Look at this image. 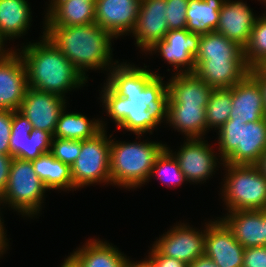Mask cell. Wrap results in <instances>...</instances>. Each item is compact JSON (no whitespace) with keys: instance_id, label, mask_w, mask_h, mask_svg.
Returning <instances> with one entry per match:
<instances>
[{"instance_id":"cell-4","label":"cell","mask_w":266,"mask_h":267,"mask_svg":"<svg viewBox=\"0 0 266 267\" xmlns=\"http://www.w3.org/2000/svg\"><path fill=\"white\" fill-rule=\"evenodd\" d=\"M114 140L111 134V185L132 190L147 184L155 159L166 144L149 140L130 143Z\"/></svg>"},{"instance_id":"cell-27","label":"cell","mask_w":266,"mask_h":267,"mask_svg":"<svg viewBox=\"0 0 266 267\" xmlns=\"http://www.w3.org/2000/svg\"><path fill=\"white\" fill-rule=\"evenodd\" d=\"M34 172L50 190L74 191L71 166L54 158L49 152L31 161Z\"/></svg>"},{"instance_id":"cell-1","label":"cell","mask_w":266,"mask_h":267,"mask_svg":"<svg viewBox=\"0 0 266 267\" xmlns=\"http://www.w3.org/2000/svg\"><path fill=\"white\" fill-rule=\"evenodd\" d=\"M119 63L108 71L100 101L118 130L129 131L140 140L148 132L152 135L164 121L167 82L145 64L141 68L127 61Z\"/></svg>"},{"instance_id":"cell-5","label":"cell","mask_w":266,"mask_h":267,"mask_svg":"<svg viewBox=\"0 0 266 267\" xmlns=\"http://www.w3.org/2000/svg\"><path fill=\"white\" fill-rule=\"evenodd\" d=\"M217 131L218 155L224 163L258 165L266 151V117L246 124L228 120Z\"/></svg>"},{"instance_id":"cell-29","label":"cell","mask_w":266,"mask_h":267,"mask_svg":"<svg viewBox=\"0 0 266 267\" xmlns=\"http://www.w3.org/2000/svg\"><path fill=\"white\" fill-rule=\"evenodd\" d=\"M225 0H189L186 29L203 35L216 31L219 12Z\"/></svg>"},{"instance_id":"cell-15","label":"cell","mask_w":266,"mask_h":267,"mask_svg":"<svg viewBox=\"0 0 266 267\" xmlns=\"http://www.w3.org/2000/svg\"><path fill=\"white\" fill-rule=\"evenodd\" d=\"M141 0H95V23L114 38L131 35Z\"/></svg>"},{"instance_id":"cell-38","label":"cell","mask_w":266,"mask_h":267,"mask_svg":"<svg viewBox=\"0 0 266 267\" xmlns=\"http://www.w3.org/2000/svg\"><path fill=\"white\" fill-rule=\"evenodd\" d=\"M242 267H266V246L245 248Z\"/></svg>"},{"instance_id":"cell-2","label":"cell","mask_w":266,"mask_h":267,"mask_svg":"<svg viewBox=\"0 0 266 267\" xmlns=\"http://www.w3.org/2000/svg\"><path fill=\"white\" fill-rule=\"evenodd\" d=\"M42 27L44 28L42 34L87 80L86 73L89 69L108 73L118 62L112 59V42L115 38L96 23L69 27L43 24Z\"/></svg>"},{"instance_id":"cell-25","label":"cell","mask_w":266,"mask_h":267,"mask_svg":"<svg viewBox=\"0 0 266 267\" xmlns=\"http://www.w3.org/2000/svg\"><path fill=\"white\" fill-rule=\"evenodd\" d=\"M31 14L27 0H0V34L6 41L27 34L31 27Z\"/></svg>"},{"instance_id":"cell-18","label":"cell","mask_w":266,"mask_h":267,"mask_svg":"<svg viewBox=\"0 0 266 267\" xmlns=\"http://www.w3.org/2000/svg\"><path fill=\"white\" fill-rule=\"evenodd\" d=\"M229 90L232 92L229 120L246 124L266 117L261 88L249 73Z\"/></svg>"},{"instance_id":"cell-32","label":"cell","mask_w":266,"mask_h":267,"mask_svg":"<svg viewBox=\"0 0 266 267\" xmlns=\"http://www.w3.org/2000/svg\"><path fill=\"white\" fill-rule=\"evenodd\" d=\"M244 57L250 69L266 59V13L257 17L250 40L244 47Z\"/></svg>"},{"instance_id":"cell-45","label":"cell","mask_w":266,"mask_h":267,"mask_svg":"<svg viewBox=\"0 0 266 267\" xmlns=\"http://www.w3.org/2000/svg\"><path fill=\"white\" fill-rule=\"evenodd\" d=\"M5 42L6 40L0 34V57H4L13 51L11 48H7V49L4 48Z\"/></svg>"},{"instance_id":"cell-48","label":"cell","mask_w":266,"mask_h":267,"mask_svg":"<svg viewBox=\"0 0 266 267\" xmlns=\"http://www.w3.org/2000/svg\"><path fill=\"white\" fill-rule=\"evenodd\" d=\"M133 267H151L150 264L144 259L141 261H133Z\"/></svg>"},{"instance_id":"cell-16","label":"cell","mask_w":266,"mask_h":267,"mask_svg":"<svg viewBox=\"0 0 266 267\" xmlns=\"http://www.w3.org/2000/svg\"><path fill=\"white\" fill-rule=\"evenodd\" d=\"M167 0H141L137 22L132 35L135 46L144 53L169 31L166 22Z\"/></svg>"},{"instance_id":"cell-41","label":"cell","mask_w":266,"mask_h":267,"mask_svg":"<svg viewBox=\"0 0 266 267\" xmlns=\"http://www.w3.org/2000/svg\"><path fill=\"white\" fill-rule=\"evenodd\" d=\"M249 74L258 82V85L261 88L264 104V113L266 116V79L255 68H251L249 70Z\"/></svg>"},{"instance_id":"cell-51","label":"cell","mask_w":266,"mask_h":267,"mask_svg":"<svg viewBox=\"0 0 266 267\" xmlns=\"http://www.w3.org/2000/svg\"><path fill=\"white\" fill-rule=\"evenodd\" d=\"M258 1H260V3H264V6H266V0H258ZM265 13H266V11H264Z\"/></svg>"},{"instance_id":"cell-13","label":"cell","mask_w":266,"mask_h":267,"mask_svg":"<svg viewBox=\"0 0 266 267\" xmlns=\"http://www.w3.org/2000/svg\"><path fill=\"white\" fill-rule=\"evenodd\" d=\"M67 100L54 93L28 87L19 111L26 116L33 129L55 131L60 113L67 107Z\"/></svg>"},{"instance_id":"cell-34","label":"cell","mask_w":266,"mask_h":267,"mask_svg":"<svg viewBox=\"0 0 266 267\" xmlns=\"http://www.w3.org/2000/svg\"><path fill=\"white\" fill-rule=\"evenodd\" d=\"M53 135L48 131L34 129L25 143V160L32 161L51 151Z\"/></svg>"},{"instance_id":"cell-30","label":"cell","mask_w":266,"mask_h":267,"mask_svg":"<svg viewBox=\"0 0 266 267\" xmlns=\"http://www.w3.org/2000/svg\"><path fill=\"white\" fill-rule=\"evenodd\" d=\"M232 92L229 89H213L206 106L208 132L218 130L229 119L232 108Z\"/></svg>"},{"instance_id":"cell-10","label":"cell","mask_w":266,"mask_h":267,"mask_svg":"<svg viewBox=\"0 0 266 267\" xmlns=\"http://www.w3.org/2000/svg\"><path fill=\"white\" fill-rule=\"evenodd\" d=\"M201 35L187 29L169 30L164 39L156 42L145 54L160 53L175 74L194 72V57L198 53Z\"/></svg>"},{"instance_id":"cell-8","label":"cell","mask_w":266,"mask_h":267,"mask_svg":"<svg viewBox=\"0 0 266 267\" xmlns=\"http://www.w3.org/2000/svg\"><path fill=\"white\" fill-rule=\"evenodd\" d=\"M111 135L102 129L93 138L81 141V151L71 166L74 190L93 184L111 185Z\"/></svg>"},{"instance_id":"cell-36","label":"cell","mask_w":266,"mask_h":267,"mask_svg":"<svg viewBox=\"0 0 266 267\" xmlns=\"http://www.w3.org/2000/svg\"><path fill=\"white\" fill-rule=\"evenodd\" d=\"M189 0H167L166 22L169 30L186 29Z\"/></svg>"},{"instance_id":"cell-20","label":"cell","mask_w":266,"mask_h":267,"mask_svg":"<svg viewBox=\"0 0 266 267\" xmlns=\"http://www.w3.org/2000/svg\"><path fill=\"white\" fill-rule=\"evenodd\" d=\"M245 60H206L195 64L194 73L213 89H229L248 73Z\"/></svg>"},{"instance_id":"cell-9","label":"cell","mask_w":266,"mask_h":267,"mask_svg":"<svg viewBox=\"0 0 266 267\" xmlns=\"http://www.w3.org/2000/svg\"><path fill=\"white\" fill-rule=\"evenodd\" d=\"M208 143L204 138H186L178 152H173L166 145V148L178 161L187 182L202 184L211 176L213 177L215 170H219L217 169L218 165H223L224 162L219 158L220 156Z\"/></svg>"},{"instance_id":"cell-11","label":"cell","mask_w":266,"mask_h":267,"mask_svg":"<svg viewBox=\"0 0 266 267\" xmlns=\"http://www.w3.org/2000/svg\"><path fill=\"white\" fill-rule=\"evenodd\" d=\"M172 227L152 244L160 254L183 261L187 265L204 255V228H193L184 222H178Z\"/></svg>"},{"instance_id":"cell-28","label":"cell","mask_w":266,"mask_h":267,"mask_svg":"<svg viewBox=\"0 0 266 267\" xmlns=\"http://www.w3.org/2000/svg\"><path fill=\"white\" fill-rule=\"evenodd\" d=\"M245 60L244 48L235 41L227 39L217 32H207L201 35L198 53L194 63L206 60Z\"/></svg>"},{"instance_id":"cell-40","label":"cell","mask_w":266,"mask_h":267,"mask_svg":"<svg viewBox=\"0 0 266 267\" xmlns=\"http://www.w3.org/2000/svg\"><path fill=\"white\" fill-rule=\"evenodd\" d=\"M12 159V155L0 154V197L7 186Z\"/></svg>"},{"instance_id":"cell-26","label":"cell","mask_w":266,"mask_h":267,"mask_svg":"<svg viewBox=\"0 0 266 267\" xmlns=\"http://www.w3.org/2000/svg\"><path fill=\"white\" fill-rule=\"evenodd\" d=\"M66 109L60 113L53 137L83 141L93 138L102 129L107 130L103 118L91 120L82 113L68 112Z\"/></svg>"},{"instance_id":"cell-33","label":"cell","mask_w":266,"mask_h":267,"mask_svg":"<svg viewBox=\"0 0 266 267\" xmlns=\"http://www.w3.org/2000/svg\"><path fill=\"white\" fill-rule=\"evenodd\" d=\"M33 126L19 110L13 111L12 127L9 139L10 153L12 157L25 160V143Z\"/></svg>"},{"instance_id":"cell-6","label":"cell","mask_w":266,"mask_h":267,"mask_svg":"<svg viewBox=\"0 0 266 267\" xmlns=\"http://www.w3.org/2000/svg\"><path fill=\"white\" fill-rule=\"evenodd\" d=\"M222 201L227 212L266 209V177L258 165L223 163Z\"/></svg>"},{"instance_id":"cell-12","label":"cell","mask_w":266,"mask_h":267,"mask_svg":"<svg viewBox=\"0 0 266 267\" xmlns=\"http://www.w3.org/2000/svg\"><path fill=\"white\" fill-rule=\"evenodd\" d=\"M215 219L204 225V254L219 267H242L245 248L234 238L232 231L220 217Z\"/></svg>"},{"instance_id":"cell-24","label":"cell","mask_w":266,"mask_h":267,"mask_svg":"<svg viewBox=\"0 0 266 267\" xmlns=\"http://www.w3.org/2000/svg\"><path fill=\"white\" fill-rule=\"evenodd\" d=\"M116 247L98 237L87 240L70 254L81 267H126L130 258Z\"/></svg>"},{"instance_id":"cell-7","label":"cell","mask_w":266,"mask_h":267,"mask_svg":"<svg viewBox=\"0 0 266 267\" xmlns=\"http://www.w3.org/2000/svg\"><path fill=\"white\" fill-rule=\"evenodd\" d=\"M48 189L34 172L31 161L13 157L7 186L1 196L3 205L25 217L41 214Z\"/></svg>"},{"instance_id":"cell-37","label":"cell","mask_w":266,"mask_h":267,"mask_svg":"<svg viewBox=\"0 0 266 267\" xmlns=\"http://www.w3.org/2000/svg\"><path fill=\"white\" fill-rule=\"evenodd\" d=\"M13 110H0V154L11 155L9 139Z\"/></svg>"},{"instance_id":"cell-22","label":"cell","mask_w":266,"mask_h":267,"mask_svg":"<svg viewBox=\"0 0 266 267\" xmlns=\"http://www.w3.org/2000/svg\"><path fill=\"white\" fill-rule=\"evenodd\" d=\"M220 219L244 248L264 246L263 210L229 211Z\"/></svg>"},{"instance_id":"cell-14","label":"cell","mask_w":266,"mask_h":267,"mask_svg":"<svg viewBox=\"0 0 266 267\" xmlns=\"http://www.w3.org/2000/svg\"><path fill=\"white\" fill-rule=\"evenodd\" d=\"M28 89L22 57L14 49L0 57V110H19Z\"/></svg>"},{"instance_id":"cell-43","label":"cell","mask_w":266,"mask_h":267,"mask_svg":"<svg viewBox=\"0 0 266 267\" xmlns=\"http://www.w3.org/2000/svg\"><path fill=\"white\" fill-rule=\"evenodd\" d=\"M187 267H219L211 258L205 254L198 257L192 263L188 264Z\"/></svg>"},{"instance_id":"cell-39","label":"cell","mask_w":266,"mask_h":267,"mask_svg":"<svg viewBox=\"0 0 266 267\" xmlns=\"http://www.w3.org/2000/svg\"><path fill=\"white\" fill-rule=\"evenodd\" d=\"M148 253L144 259L151 267H187L185 262L160 254L153 246Z\"/></svg>"},{"instance_id":"cell-19","label":"cell","mask_w":266,"mask_h":267,"mask_svg":"<svg viewBox=\"0 0 266 267\" xmlns=\"http://www.w3.org/2000/svg\"><path fill=\"white\" fill-rule=\"evenodd\" d=\"M213 88L208 86L194 72L171 75L167 81L166 105L208 104Z\"/></svg>"},{"instance_id":"cell-21","label":"cell","mask_w":266,"mask_h":267,"mask_svg":"<svg viewBox=\"0 0 266 267\" xmlns=\"http://www.w3.org/2000/svg\"><path fill=\"white\" fill-rule=\"evenodd\" d=\"M44 26H79L95 23V1L49 0Z\"/></svg>"},{"instance_id":"cell-44","label":"cell","mask_w":266,"mask_h":267,"mask_svg":"<svg viewBox=\"0 0 266 267\" xmlns=\"http://www.w3.org/2000/svg\"><path fill=\"white\" fill-rule=\"evenodd\" d=\"M61 267H81L78 261L70 254L67 258H64Z\"/></svg>"},{"instance_id":"cell-3","label":"cell","mask_w":266,"mask_h":267,"mask_svg":"<svg viewBox=\"0 0 266 267\" xmlns=\"http://www.w3.org/2000/svg\"><path fill=\"white\" fill-rule=\"evenodd\" d=\"M40 38L16 49L26 68L28 87L67 99L68 91L81 89L88 80L50 40L44 35Z\"/></svg>"},{"instance_id":"cell-23","label":"cell","mask_w":266,"mask_h":267,"mask_svg":"<svg viewBox=\"0 0 266 267\" xmlns=\"http://www.w3.org/2000/svg\"><path fill=\"white\" fill-rule=\"evenodd\" d=\"M163 123L185 138H205L208 133L206 108L203 105H166Z\"/></svg>"},{"instance_id":"cell-47","label":"cell","mask_w":266,"mask_h":267,"mask_svg":"<svg viewBox=\"0 0 266 267\" xmlns=\"http://www.w3.org/2000/svg\"><path fill=\"white\" fill-rule=\"evenodd\" d=\"M258 166L261 169L262 173L266 177V151L263 153V156H262L260 162L258 163Z\"/></svg>"},{"instance_id":"cell-49","label":"cell","mask_w":266,"mask_h":267,"mask_svg":"<svg viewBox=\"0 0 266 267\" xmlns=\"http://www.w3.org/2000/svg\"><path fill=\"white\" fill-rule=\"evenodd\" d=\"M264 246H266V209H263Z\"/></svg>"},{"instance_id":"cell-35","label":"cell","mask_w":266,"mask_h":267,"mask_svg":"<svg viewBox=\"0 0 266 267\" xmlns=\"http://www.w3.org/2000/svg\"><path fill=\"white\" fill-rule=\"evenodd\" d=\"M81 151V140L53 137L50 153L62 163L73 165Z\"/></svg>"},{"instance_id":"cell-46","label":"cell","mask_w":266,"mask_h":267,"mask_svg":"<svg viewBox=\"0 0 266 267\" xmlns=\"http://www.w3.org/2000/svg\"><path fill=\"white\" fill-rule=\"evenodd\" d=\"M266 79V59L254 67Z\"/></svg>"},{"instance_id":"cell-42","label":"cell","mask_w":266,"mask_h":267,"mask_svg":"<svg viewBox=\"0 0 266 267\" xmlns=\"http://www.w3.org/2000/svg\"><path fill=\"white\" fill-rule=\"evenodd\" d=\"M0 206H3V203L1 201V197H0ZM1 207H0V211H1ZM3 217H1V212H0V258L1 255H3L4 253H6V251L9 249V245H8V238L6 237V229L4 227V220L2 219Z\"/></svg>"},{"instance_id":"cell-50","label":"cell","mask_w":266,"mask_h":267,"mask_svg":"<svg viewBox=\"0 0 266 267\" xmlns=\"http://www.w3.org/2000/svg\"><path fill=\"white\" fill-rule=\"evenodd\" d=\"M126 267H133V261L132 260H129L128 264Z\"/></svg>"},{"instance_id":"cell-17","label":"cell","mask_w":266,"mask_h":267,"mask_svg":"<svg viewBox=\"0 0 266 267\" xmlns=\"http://www.w3.org/2000/svg\"><path fill=\"white\" fill-rule=\"evenodd\" d=\"M257 17L246 2L225 0L219 12L215 32L235 41L244 48L250 40Z\"/></svg>"},{"instance_id":"cell-31","label":"cell","mask_w":266,"mask_h":267,"mask_svg":"<svg viewBox=\"0 0 266 267\" xmlns=\"http://www.w3.org/2000/svg\"><path fill=\"white\" fill-rule=\"evenodd\" d=\"M156 177L168 187L181 186L187 179L181 171L178 161L174 155L165 147L155 159L149 181Z\"/></svg>"}]
</instances>
